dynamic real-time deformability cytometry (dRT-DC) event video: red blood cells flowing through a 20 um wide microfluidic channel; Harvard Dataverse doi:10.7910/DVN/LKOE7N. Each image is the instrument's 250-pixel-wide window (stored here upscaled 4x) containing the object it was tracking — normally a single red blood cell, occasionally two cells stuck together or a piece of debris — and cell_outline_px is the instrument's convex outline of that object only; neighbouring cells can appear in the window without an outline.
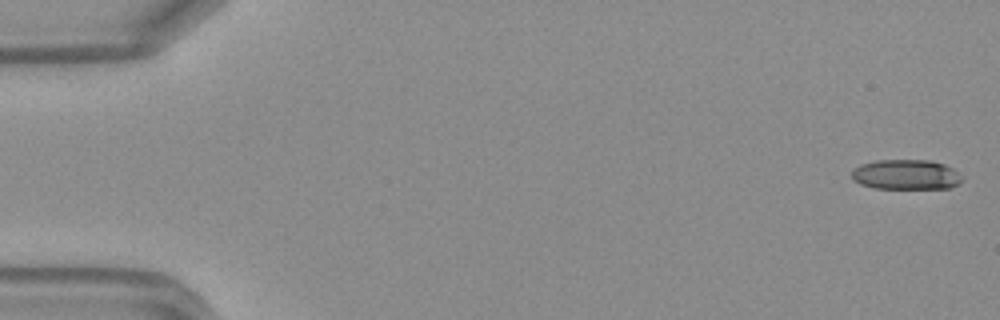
{"species": "Egyptian fruit bat (a non-hibernating species)", "species_latin": "Rousettus aegyptiacus", "temperature_condition": "warm", "stored_images_in_passage": 48, "camera_frame_rate_fps": 3000, "um_per_image_px": 0.085, "frame": {"image": 1, "passage_image": 1, "time_ms": 0.0, "image_size_px": [1000, 320], "cell_outline_px": [[960, 184], [948, 188], [876, 188], [860, 184], [852, 180], [852, 168], [860, 164], [876, 160], [928, 160], [944, 164], [952, 168], [960, 176]], "centroid_in_image_um": [76.96, 14.83], "position_along_channel_um": 8.0, "area_um2": 19.25}}
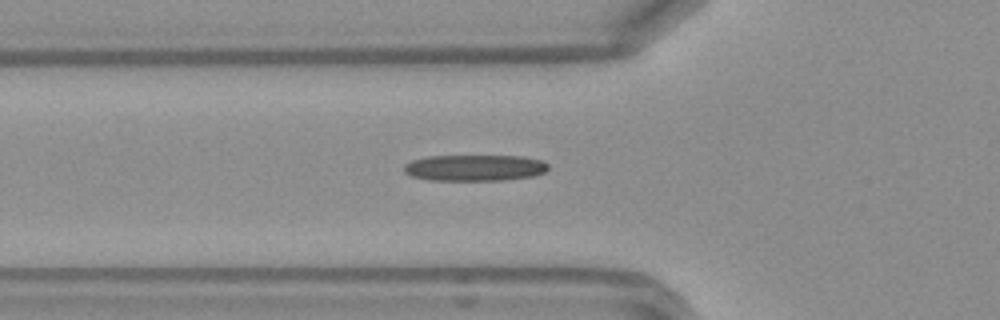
{"frame": {"image": 2, "passage_image": 17, "time_ms": 5.333, "image_size_px": [1000, 320], "cell_outline_px": [[548, 168], [544, 172], [532, 176], [504, 180], [428, 180], [412, 176], [404, 172], [404, 164], [412, 160], [428, 156], [524, 156], [544, 160], [548, 164]], "centroid_in_image_um": [40.36, 14.26], "position_along_channel_um": 85.4, "area_um2": 22.14}}
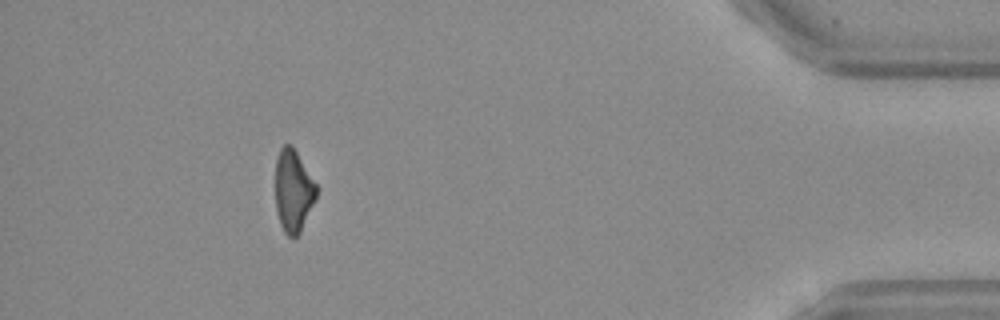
{"frame": {"image": 3, "passage_image": 44, "time_ms": 14.333, "image_size_px": [1000, 320], "cell_outline_px": [[316, 200], [300, 232], [296, 236], [288, 236], [284, 232], [280, 224], [276, 212], [276, 156], [280, 148], [284, 144], [292, 144], [316, 184]], "centroid_in_image_um": [24.92, 16.21], "position_along_channel_um": 410.3, "area_um2": 19.65}, "authors_computed_cell_mechanics": {"area_um2": 21.097, "velocity_mm_per_s": 4.2147, "shape_relaxation_time_tau1_ms": 8.572, "shape_relaxation_time_tau2_ms": null, "deformation_change_tau1": 0.2139, "deformation_change_tau2": null}}